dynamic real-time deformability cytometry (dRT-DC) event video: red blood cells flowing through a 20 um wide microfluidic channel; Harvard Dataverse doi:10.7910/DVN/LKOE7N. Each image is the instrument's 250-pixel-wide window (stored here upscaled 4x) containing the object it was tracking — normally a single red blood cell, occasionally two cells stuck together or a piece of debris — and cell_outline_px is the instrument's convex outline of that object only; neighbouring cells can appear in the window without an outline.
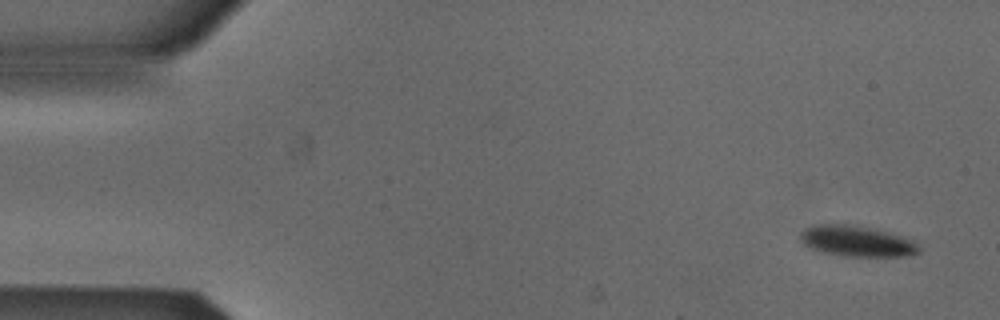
{"species": "Egyptian fruit bat (a non-hibernating species)", "species_latin": "Rousettus aegyptiacus", "temperature_condition": "cold", "stored_images_in_passage": 6, "camera_frame_rate_fps": 3000, "um_per_image_px": 0.085, "animal": {"sex": "male"}, "frame": {"image": 1, "passage_image": 1, "time_ms": 0.0, "image_size_px": [1000, 320], "cell_outline_px": [[920, 252], [904, 256], [844, 256], [824, 252], [812, 248], [804, 244], [800, 240], [800, 232], [816, 224], [856, 224], [900, 236], [912, 240], [920, 248]], "centroid_in_image_um": [72.81, 20.49], "position_along_channel_um": 12.2, "area_um2": 20.98}}
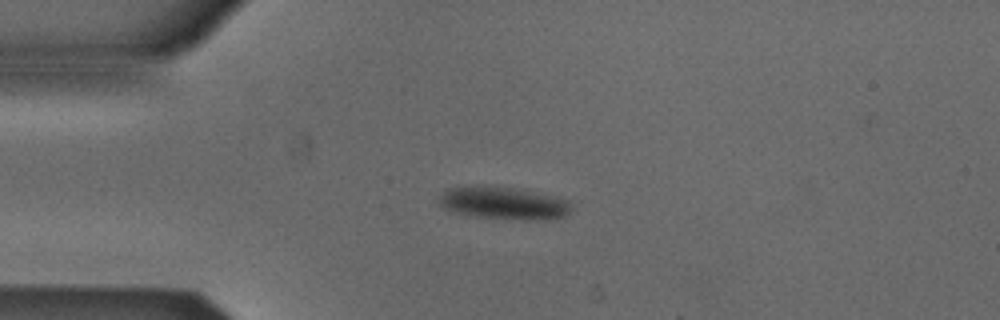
{"frame": {"image": 2, "passage_image": 4, "time_ms": 1.0, "image_size_px": [1000, 320], "cell_outline_px": [[572, 208], [564, 216], [544, 220], [524, 220], [472, 216], [456, 212], [444, 208], [436, 200], [448, 188], [480, 184], [484, 184], [524, 188], [568, 200], [572, 204]], "centroid_in_image_um": [42.81, 17.23], "position_along_channel_um": 42.2, "area_um2": 25.78}}